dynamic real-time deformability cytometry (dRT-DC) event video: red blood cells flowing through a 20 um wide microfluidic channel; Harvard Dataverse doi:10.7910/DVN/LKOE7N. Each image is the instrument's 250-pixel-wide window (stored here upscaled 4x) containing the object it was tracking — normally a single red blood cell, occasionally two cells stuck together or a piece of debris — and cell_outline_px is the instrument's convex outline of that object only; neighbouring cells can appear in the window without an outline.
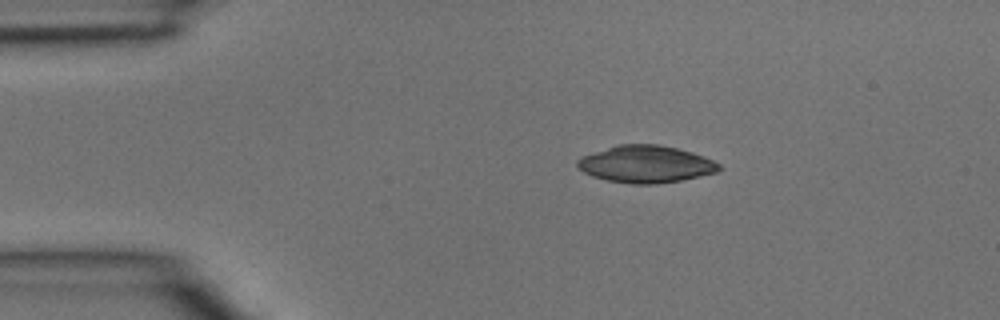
{"species": "common noctule bat (a hibernating species)", "species_latin": "Nyctalus noctula", "temperature_condition": "room temperature", "stored_images_in_passage": 2, "camera_frame_rate_fps": 3000, "um_per_image_px": 0.085, "animal": {"sex": "male", "body_mass_g": 15.6}, "frame": {"image": 1, "passage_image": 1, "time_ms": 0.0, "image_size_px": [1000, 320], "cell_outline_px": [[720, 168], [716, 172], [680, 180], [656, 184], [632, 184], [608, 180], [592, 176], [584, 172], [576, 164], [576, 160], [584, 156], [620, 144], [660, 144], [692, 152], [704, 156], [720, 164]], "centroid_in_image_um": [54.91, 13.95], "position_along_channel_um": 30.1, "area_um2": 30.23}}